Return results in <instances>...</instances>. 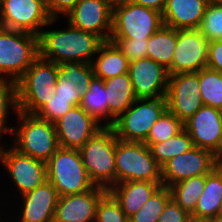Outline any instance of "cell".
Here are the masks:
<instances>
[{
  "mask_svg": "<svg viewBox=\"0 0 222 222\" xmlns=\"http://www.w3.org/2000/svg\"><path fill=\"white\" fill-rule=\"evenodd\" d=\"M222 202V167H216L206 174L205 188L199 197L195 211L191 214L193 222L217 216Z\"/></svg>",
  "mask_w": 222,
  "mask_h": 222,
  "instance_id": "obj_24",
  "label": "cell"
},
{
  "mask_svg": "<svg viewBox=\"0 0 222 222\" xmlns=\"http://www.w3.org/2000/svg\"><path fill=\"white\" fill-rule=\"evenodd\" d=\"M68 25L64 30H42L39 33V57L56 64L66 61L92 63L104 41L93 33Z\"/></svg>",
  "mask_w": 222,
  "mask_h": 222,
  "instance_id": "obj_1",
  "label": "cell"
},
{
  "mask_svg": "<svg viewBox=\"0 0 222 222\" xmlns=\"http://www.w3.org/2000/svg\"><path fill=\"white\" fill-rule=\"evenodd\" d=\"M163 25L162 13L132 2L113 10L110 38L148 39Z\"/></svg>",
  "mask_w": 222,
  "mask_h": 222,
  "instance_id": "obj_9",
  "label": "cell"
},
{
  "mask_svg": "<svg viewBox=\"0 0 222 222\" xmlns=\"http://www.w3.org/2000/svg\"><path fill=\"white\" fill-rule=\"evenodd\" d=\"M206 175L182 180L169 187L172 200L190 215L205 188Z\"/></svg>",
  "mask_w": 222,
  "mask_h": 222,
  "instance_id": "obj_27",
  "label": "cell"
},
{
  "mask_svg": "<svg viewBox=\"0 0 222 222\" xmlns=\"http://www.w3.org/2000/svg\"><path fill=\"white\" fill-rule=\"evenodd\" d=\"M96 61L92 67L96 78L106 80L124 73H128L129 62L115 43L104 41L98 49Z\"/></svg>",
  "mask_w": 222,
  "mask_h": 222,
  "instance_id": "obj_25",
  "label": "cell"
},
{
  "mask_svg": "<svg viewBox=\"0 0 222 222\" xmlns=\"http://www.w3.org/2000/svg\"><path fill=\"white\" fill-rule=\"evenodd\" d=\"M46 0H1L0 27L39 35L41 27L52 24Z\"/></svg>",
  "mask_w": 222,
  "mask_h": 222,
  "instance_id": "obj_10",
  "label": "cell"
},
{
  "mask_svg": "<svg viewBox=\"0 0 222 222\" xmlns=\"http://www.w3.org/2000/svg\"><path fill=\"white\" fill-rule=\"evenodd\" d=\"M46 164L47 181L54 186L59 197L80 194L95 187L78 149L59 147Z\"/></svg>",
  "mask_w": 222,
  "mask_h": 222,
  "instance_id": "obj_5",
  "label": "cell"
},
{
  "mask_svg": "<svg viewBox=\"0 0 222 222\" xmlns=\"http://www.w3.org/2000/svg\"><path fill=\"white\" fill-rule=\"evenodd\" d=\"M0 79V137L3 133H12V128H8L6 120L9 113V107L15 110L17 114L18 108V94H17V82L12 81L10 78Z\"/></svg>",
  "mask_w": 222,
  "mask_h": 222,
  "instance_id": "obj_34",
  "label": "cell"
},
{
  "mask_svg": "<svg viewBox=\"0 0 222 222\" xmlns=\"http://www.w3.org/2000/svg\"><path fill=\"white\" fill-rule=\"evenodd\" d=\"M106 192V188L95 186L80 194L59 197L53 222H95L98 201Z\"/></svg>",
  "mask_w": 222,
  "mask_h": 222,
  "instance_id": "obj_19",
  "label": "cell"
},
{
  "mask_svg": "<svg viewBox=\"0 0 222 222\" xmlns=\"http://www.w3.org/2000/svg\"><path fill=\"white\" fill-rule=\"evenodd\" d=\"M167 0H133V3L142 5L146 8L163 12Z\"/></svg>",
  "mask_w": 222,
  "mask_h": 222,
  "instance_id": "obj_43",
  "label": "cell"
},
{
  "mask_svg": "<svg viewBox=\"0 0 222 222\" xmlns=\"http://www.w3.org/2000/svg\"><path fill=\"white\" fill-rule=\"evenodd\" d=\"M166 110V97L136 99L112 125L116 138L127 142L144 143L152 126Z\"/></svg>",
  "mask_w": 222,
  "mask_h": 222,
  "instance_id": "obj_8",
  "label": "cell"
},
{
  "mask_svg": "<svg viewBox=\"0 0 222 222\" xmlns=\"http://www.w3.org/2000/svg\"><path fill=\"white\" fill-rule=\"evenodd\" d=\"M110 41L116 44L121 52L127 57L129 63L147 58L148 39L110 38Z\"/></svg>",
  "mask_w": 222,
  "mask_h": 222,
  "instance_id": "obj_38",
  "label": "cell"
},
{
  "mask_svg": "<svg viewBox=\"0 0 222 222\" xmlns=\"http://www.w3.org/2000/svg\"><path fill=\"white\" fill-rule=\"evenodd\" d=\"M0 163L8 171L21 195L34 190L47 181V164L13 147L4 149L0 145Z\"/></svg>",
  "mask_w": 222,
  "mask_h": 222,
  "instance_id": "obj_12",
  "label": "cell"
},
{
  "mask_svg": "<svg viewBox=\"0 0 222 222\" xmlns=\"http://www.w3.org/2000/svg\"><path fill=\"white\" fill-rule=\"evenodd\" d=\"M54 124L59 146L78 150L103 126L80 105L72 107Z\"/></svg>",
  "mask_w": 222,
  "mask_h": 222,
  "instance_id": "obj_17",
  "label": "cell"
},
{
  "mask_svg": "<svg viewBox=\"0 0 222 222\" xmlns=\"http://www.w3.org/2000/svg\"><path fill=\"white\" fill-rule=\"evenodd\" d=\"M116 184L125 181L162 183L161 166L148 145L116 138Z\"/></svg>",
  "mask_w": 222,
  "mask_h": 222,
  "instance_id": "obj_7",
  "label": "cell"
},
{
  "mask_svg": "<svg viewBox=\"0 0 222 222\" xmlns=\"http://www.w3.org/2000/svg\"><path fill=\"white\" fill-rule=\"evenodd\" d=\"M111 9L115 10L118 7L125 6L133 2V0H107Z\"/></svg>",
  "mask_w": 222,
  "mask_h": 222,
  "instance_id": "obj_44",
  "label": "cell"
},
{
  "mask_svg": "<svg viewBox=\"0 0 222 222\" xmlns=\"http://www.w3.org/2000/svg\"><path fill=\"white\" fill-rule=\"evenodd\" d=\"M200 96L203 105L222 111V74L205 67L199 71Z\"/></svg>",
  "mask_w": 222,
  "mask_h": 222,
  "instance_id": "obj_30",
  "label": "cell"
},
{
  "mask_svg": "<svg viewBox=\"0 0 222 222\" xmlns=\"http://www.w3.org/2000/svg\"><path fill=\"white\" fill-rule=\"evenodd\" d=\"M183 129L184 123L167 109L152 126L144 143L150 147L152 144L165 142Z\"/></svg>",
  "mask_w": 222,
  "mask_h": 222,
  "instance_id": "obj_33",
  "label": "cell"
},
{
  "mask_svg": "<svg viewBox=\"0 0 222 222\" xmlns=\"http://www.w3.org/2000/svg\"><path fill=\"white\" fill-rule=\"evenodd\" d=\"M209 41L198 29L177 30V44L169 75L199 72L207 67Z\"/></svg>",
  "mask_w": 222,
  "mask_h": 222,
  "instance_id": "obj_13",
  "label": "cell"
},
{
  "mask_svg": "<svg viewBox=\"0 0 222 222\" xmlns=\"http://www.w3.org/2000/svg\"><path fill=\"white\" fill-rule=\"evenodd\" d=\"M201 222H222V216H215V217H211V218H208V219H205Z\"/></svg>",
  "mask_w": 222,
  "mask_h": 222,
  "instance_id": "obj_46",
  "label": "cell"
},
{
  "mask_svg": "<svg viewBox=\"0 0 222 222\" xmlns=\"http://www.w3.org/2000/svg\"><path fill=\"white\" fill-rule=\"evenodd\" d=\"M95 222H129L119 203L107 191L98 201Z\"/></svg>",
  "mask_w": 222,
  "mask_h": 222,
  "instance_id": "obj_36",
  "label": "cell"
},
{
  "mask_svg": "<svg viewBox=\"0 0 222 222\" xmlns=\"http://www.w3.org/2000/svg\"><path fill=\"white\" fill-rule=\"evenodd\" d=\"M218 216H222V202L220 204V207H219V210H218V213H217Z\"/></svg>",
  "mask_w": 222,
  "mask_h": 222,
  "instance_id": "obj_47",
  "label": "cell"
},
{
  "mask_svg": "<svg viewBox=\"0 0 222 222\" xmlns=\"http://www.w3.org/2000/svg\"><path fill=\"white\" fill-rule=\"evenodd\" d=\"M198 30L209 42L222 40V4L208 3Z\"/></svg>",
  "mask_w": 222,
  "mask_h": 222,
  "instance_id": "obj_35",
  "label": "cell"
},
{
  "mask_svg": "<svg viewBox=\"0 0 222 222\" xmlns=\"http://www.w3.org/2000/svg\"><path fill=\"white\" fill-rule=\"evenodd\" d=\"M110 113V126L118 119L137 99L130 80L129 73H124L103 80Z\"/></svg>",
  "mask_w": 222,
  "mask_h": 222,
  "instance_id": "obj_23",
  "label": "cell"
},
{
  "mask_svg": "<svg viewBox=\"0 0 222 222\" xmlns=\"http://www.w3.org/2000/svg\"><path fill=\"white\" fill-rule=\"evenodd\" d=\"M210 0H167L162 12L165 26L198 29Z\"/></svg>",
  "mask_w": 222,
  "mask_h": 222,
  "instance_id": "obj_21",
  "label": "cell"
},
{
  "mask_svg": "<svg viewBox=\"0 0 222 222\" xmlns=\"http://www.w3.org/2000/svg\"><path fill=\"white\" fill-rule=\"evenodd\" d=\"M158 222H193L191 215L177 205L172 198L161 213Z\"/></svg>",
  "mask_w": 222,
  "mask_h": 222,
  "instance_id": "obj_40",
  "label": "cell"
},
{
  "mask_svg": "<svg viewBox=\"0 0 222 222\" xmlns=\"http://www.w3.org/2000/svg\"><path fill=\"white\" fill-rule=\"evenodd\" d=\"M193 147L191 136L183 129L167 141L152 144L149 148L153 158L162 167L169 159L184 154Z\"/></svg>",
  "mask_w": 222,
  "mask_h": 222,
  "instance_id": "obj_29",
  "label": "cell"
},
{
  "mask_svg": "<svg viewBox=\"0 0 222 222\" xmlns=\"http://www.w3.org/2000/svg\"><path fill=\"white\" fill-rule=\"evenodd\" d=\"M128 73L137 99H157L166 97L168 71L151 58H143L129 63Z\"/></svg>",
  "mask_w": 222,
  "mask_h": 222,
  "instance_id": "obj_16",
  "label": "cell"
},
{
  "mask_svg": "<svg viewBox=\"0 0 222 222\" xmlns=\"http://www.w3.org/2000/svg\"><path fill=\"white\" fill-rule=\"evenodd\" d=\"M20 124L12 127L14 149L35 159L47 162L60 147L55 124L35 114L18 111Z\"/></svg>",
  "mask_w": 222,
  "mask_h": 222,
  "instance_id": "obj_4",
  "label": "cell"
},
{
  "mask_svg": "<svg viewBox=\"0 0 222 222\" xmlns=\"http://www.w3.org/2000/svg\"><path fill=\"white\" fill-rule=\"evenodd\" d=\"M78 83L58 78L55 85V94L57 98L74 99V107L81 104L82 95L78 90Z\"/></svg>",
  "mask_w": 222,
  "mask_h": 222,
  "instance_id": "obj_39",
  "label": "cell"
},
{
  "mask_svg": "<svg viewBox=\"0 0 222 222\" xmlns=\"http://www.w3.org/2000/svg\"><path fill=\"white\" fill-rule=\"evenodd\" d=\"M58 76L78 83V90L82 96L89 90L90 83L95 77L92 64L80 61H66L58 64Z\"/></svg>",
  "mask_w": 222,
  "mask_h": 222,
  "instance_id": "obj_31",
  "label": "cell"
},
{
  "mask_svg": "<svg viewBox=\"0 0 222 222\" xmlns=\"http://www.w3.org/2000/svg\"><path fill=\"white\" fill-rule=\"evenodd\" d=\"M72 107H74V99H63L51 96L35 115L38 118L55 123L64 116Z\"/></svg>",
  "mask_w": 222,
  "mask_h": 222,
  "instance_id": "obj_37",
  "label": "cell"
},
{
  "mask_svg": "<svg viewBox=\"0 0 222 222\" xmlns=\"http://www.w3.org/2000/svg\"><path fill=\"white\" fill-rule=\"evenodd\" d=\"M184 129L191 136L194 146L215 154L222 142V111L203 105L184 122Z\"/></svg>",
  "mask_w": 222,
  "mask_h": 222,
  "instance_id": "obj_18",
  "label": "cell"
},
{
  "mask_svg": "<svg viewBox=\"0 0 222 222\" xmlns=\"http://www.w3.org/2000/svg\"><path fill=\"white\" fill-rule=\"evenodd\" d=\"M210 1L216 4H222V0H210Z\"/></svg>",
  "mask_w": 222,
  "mask_h": 222,
  "instance_id": "obj_48",
  "label": "cell"
},
{
  "mask_svg": "<svg viewBox=\"0 0 222 222\" xmlns=\"http://www.w3.org/2000/svg\"><path fill=\"white\" fill-rule=\"evenodd\" d=\"M161 185L162 183L148 181H125L114 184L107 191L129 218L150 199Z\"/></svg>",
  "mask_w": 222,
  "mask_h": 222,
  "instance_id": "obj_22",
  "label": "cell"
},
{
  "mask_svg": "<svg viewBox=\"0 0 222 222\" xmlns=\"http://www.w3.org/2000/svg\"><path fill=\"white\" fill-rule=\"evenodd\" d=\"M0 21H1V0H0Z\"/></svg>",
  "mask_w": 222,
  "mask_h": 222,
  "instance_id": "obj_49",
  "label": "cell"
},
{
  "mask_svg": "<svg viewBox=\"0 0 222 222\" xmlns=\"http://www.w3.org/2000/svg\"><path fill=\"white\" fill-rule=\"evenodd\" d=\"M207 67L222 74V40L209 42Z\"/></svg>",
  "mask_w": 222,
  "mask_h": 222,
  "instance_id": "obj_41",
  "label": "cell"
},
{
  "mask_svg": "<svg viewBox=\"0 0 222 222\" xmlns=\"http://www.w3.org/2000/svg\"><path fill=\"white\" fill-rule=\"evenodd\" d=\"M80 106L100 124L101 120L103 121L105 119V126H110L107 94L102 79L93 78L89 90L82 96Z\"/></svg>",
  "mask_w": 222,
  "mask_h": 222,
  "instance_id": "obj_28",
  "label": "cell"
},
{
  "mask_svg": "<svg viewBox=\"0 0 222 222\" xmlns=\"http://www.w3.org/2000/svg\"><path fill=\"white\" fill-rule=\"evenodd\" d=\"M116 134L112 126L103 125L80 149L82 162L95 186L107 190L116 184Z\"/></svg>",
  "mask_w": 222,
  "mask_h": 222,
  "instance_id": "obj_2",
  "label": "cell"
},
{
  "mask_svg": "<svg viewBox=\"0 0 222 222\" xmlns=\"http://www.w3.org/2000/svg\"><path fill=\"white\" fill-rule=\"evenodd\" d=\"M176 44L177 29L163 25L148 38L147 57L168 70L172 66Z\"/></svg>",
  "mask_w": 222,
  "mask_h": 222,
  "instance_id": "obj_26",
  "label": "cell"
},
{
  "mask_svg": "<svg viewBox=\"0 0 222 222\" xmlns=\"http://www.w3.org/2000/svg\"><path fill=\"white\" fill-rule=\"evenodd\" d=\"M58 199V192L49 181L23 194L20 222H53Z\"/></svg>",
  "mask_w": 222,
  "mask_h": 222,
  "instance_id": "obj_20",
  "label": "cell"
},
{
  "mask_svg": "<svg viewBox=\"0 0 222 222\" xmlns=\"http://www.w3.org/2000/svg\"><path fill=\"white\" fill-rule=\"evenodd\" d=\"M215 161H216L217 167H222V142L220 144L219 149L215 153Z\"/></svg>",
  "mask_w": 222,
  "mask_h": 222,
  "instance_id": "obj_45",
  "label": "cell"
},
{
  "mask_svg": "<svg viewBox=\"0 0 222 222\" xmlns=\"http://www.w3.org/2000/svg\"><path fill=\"white\" fill-rule=\"evenodd\" d=\"M38 57L37 35L0 27L1 75L10 76L12 81L17 82Z\"/></svg>",
  "mask_w": 222,
  "mask_h": 222,
  "instance_id": "obj_6",
  "label": "cell"
},
{
  "mask_svg": "<svg viewBox=\"0 0 222 222\" xmlns=\"http://www.w3.org/2000/svg\"><path fill=\"white\" fill-rule=\"evenodd\" d=\"M58 78V64L38 57L17 81L19 111L35 114L55 96Z\"/></svg>",
  "mask_w": 222,
  "mask_h": 222,
  "instance_id": "obj_3",
  "label": "cell"
},
{
  "mask_svg": "<svg viewBox=\"0 0 222 222\" xmlns=\"http://www.w3.org/2000/svg\"><path fill=\"white\" fill-rule=\"evenodd\" d=\"M216 167L213 152L194 146L184 154L169 159L161 167L162 185L169 188L182 180L209 174Z\"/></svg>",
  "mask_w": 222,
  "mask_h": 222,
  "instance_id": "obj_14",
  "label": "cell"
},
{
  "mask_svg": "<svg viewBox=\"0 0 222 222\" xmlns=\"http://www.w3.org/2000/svg\"><path fill=\"white\" fill-rule=\"evenodd\" d=\"M67 15L71 26L110 40L113 10L107 0H79Z\"/></svg>",
  "mask_w": 222,
  "mask_h": 222,
  "instance_id": "obj_15",
  "label": "cell"
},
{
  "mask_svg": "<svg viewBox=\"0 0 222 222\" xmlns=\"http://www.w3.org/2000/svg\"><path fill=\"white\" fill-rule=\"evenodd\" d=\"M170 199V189L161 185L150 199L135 214L129 217V222H158Z\"/></svg>",
  "mask_w": 222,
  "mask_h": 222,
  "instance_id": "obj_32",
  "label": "cell"
},
{
  "mask_svg": "<svg viewBox=\"0 0 222 222\" xmlns=\"http://www.w3.org/2000/svg\"><path fill=\"white\" fill-rule=\"evenodd\" d=\"M200 92L199 72L169 75L167 109L184 123L203 106Z\"/></svg>",
  "mask_w": 222,
  "mask_h": 222,
  "instance_id": "obj_11",
  "label": "cell"
},
{
  "mask_svg": "<svg viewBox=\"0 0 222 222\" xmlns=\"http://www.w3.org/2000/svg\"><path fill=\"white\" fill-rule=\"evenodd\" d=\"M78 1L79 0H46L48 13L52 18H57L58 14L67 15Z\"/></svg>",
  "mask_w": 222,
  "mask_h": 222,
  "instance_id": "obj_42",
  "label": "cell"
}]
</instances>
